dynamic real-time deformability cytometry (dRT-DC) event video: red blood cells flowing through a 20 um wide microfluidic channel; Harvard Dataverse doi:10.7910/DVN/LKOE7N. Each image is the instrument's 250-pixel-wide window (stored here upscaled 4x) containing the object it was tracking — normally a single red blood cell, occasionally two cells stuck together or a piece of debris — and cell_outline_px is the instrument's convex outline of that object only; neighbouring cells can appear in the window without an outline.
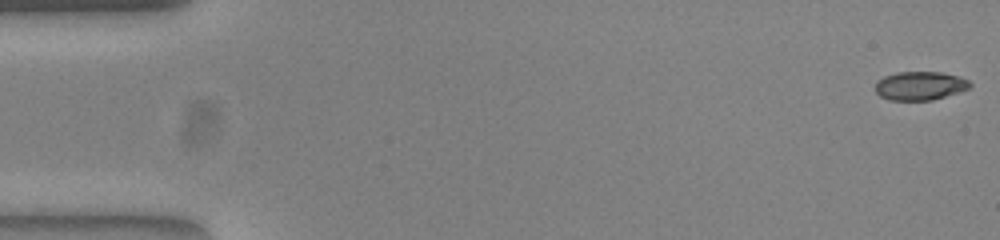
{"species": "common noctule bat (a hibernating species)", "species_latin": "Nyctalus noctula", "temperature_condition": "warm", "stored_images_in_passage": 53, "camera_frame_rate_fps": 3000, "um_per_image_px": 0.085, "animal": {"sex": "female", "body_mass_g": 23.0, "forearm_length_mm": 53.4}, "frame": {"image": 1, "passage_image": 1, "time_ms": 0.0, "image_size_px": [1000, 240], "cell_outline_px": [[972, 84], [968, 88], [932, 100], [888, 100], [880, 96], [876, 92], [876, 84], [884, 76], [896, 72], [940, 72], [960, 76], [968, 80]], "centroid_in_image_um": [78.19, 7.28], "position_along_channel_um": 6.8, "area_um2": 15.61}}
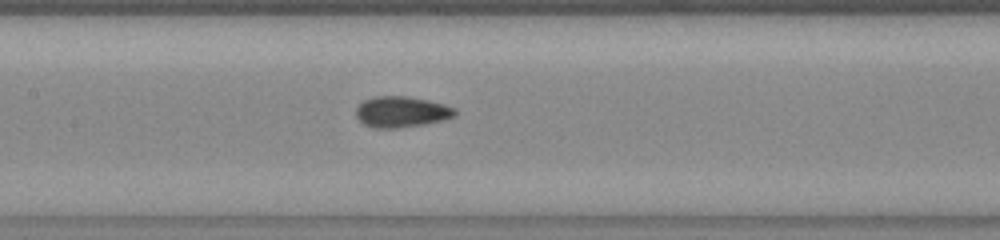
{"frame": {"image": 2, "passage_image": 25, "time_ms": 8.0, "image_size_px": [1000, 240], "cell_outline_px": [[456, 112], [452, 116], [440, 120], [424, 124], [400, 128], [376, 128], [364, 124], [356, 116], [356, 108], [364, 100], [376, 96], [404, 96], [428, 100], [444, 104], [456, 108]], "centroid_in_image_um": [34.1, 9.5], "position_along_channel_um": 173.3, "area_um2": 17.63}}
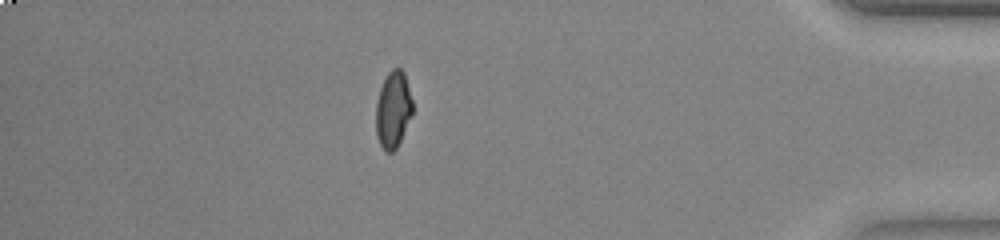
{"frame": {"image": 3, "passage_image": 46, "time_ms": 15.0, "image_size_px": [1000, 240], "cell_outline_px": [[412, 116], [396, 148], [392, 152], [384, 152], [376, 136], [376, 104], [380, 88], [388, 72], [392, 68], [400, 68], [404, 72], [412, 100]], "centroid_in_image_um": [33.41, 9.33], "position_along_channel_um": 401.8, "area_um2": 16.36}, "authors_computed_cell_mechanics": {"area_um2": 16.8776, "velocity_mm_per_s": 3.9081, "shape_relaxation_time_tau1_ms": 9.0196, "shape_relaxation_time_tau2_ms": 1.432, "deformation_change_tau1": 0.2104, "deformation_change_tau2": 0.0564}}